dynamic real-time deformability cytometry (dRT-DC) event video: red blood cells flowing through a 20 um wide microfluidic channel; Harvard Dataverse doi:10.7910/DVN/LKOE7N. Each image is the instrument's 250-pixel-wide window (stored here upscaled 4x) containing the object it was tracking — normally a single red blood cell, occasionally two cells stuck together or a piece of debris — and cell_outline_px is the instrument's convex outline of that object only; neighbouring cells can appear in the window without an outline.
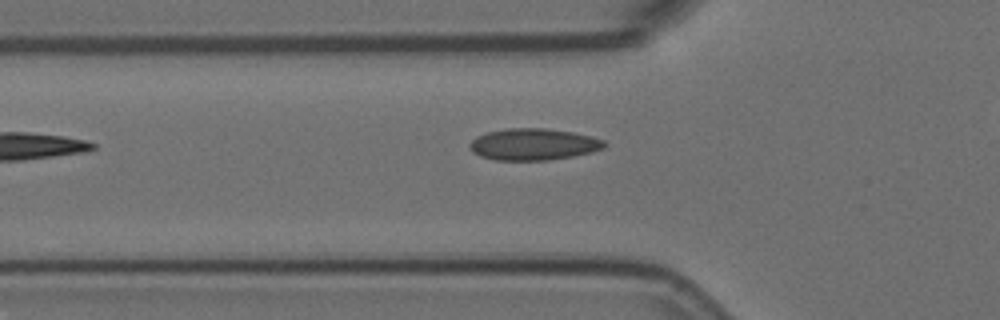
{"species": "Egyptian fruit bat (a non-hibernating species)", "species_latin": "Rousettus aegyptiacus", "temperature_condition": "room temperature", "stored_images_in_passage": 6, "camera_frame_rate_fps": 3000, "um_per_image_px": 0.085, "animal": {"sex": "female"}, "frame": {"image": 1, "passage_image": 5, "time_ms": 1.333, "image_size_px": [1000, 320], "cell_outline_px": [[608, 144], [604, 148], [592, 152], [572, 156], [548, 160], [496, 160], [480, 156], [472, 152], [468, 148], [468, 144], [476, 136], [488, 132], [508, 128], [544, 128], [572, 132], [592, 136], [604, 140]], "centroid_in_image_um": [45.34, 12.27], "position_along_channel_um": 80.5, "area_um2": 24.97}}
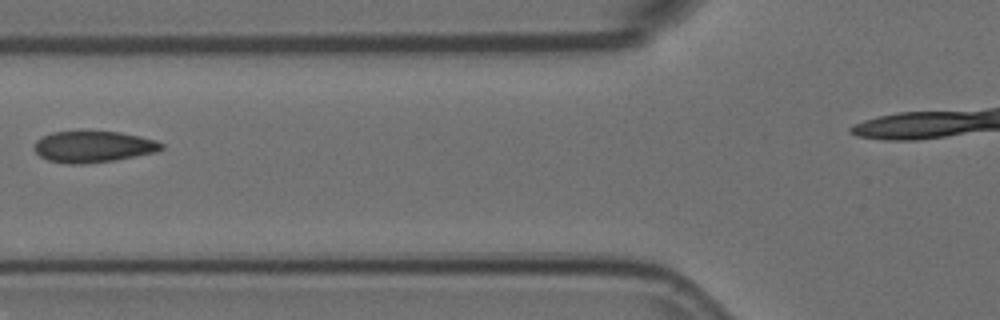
{"frame": {"image": 2, "passage_image": 6, "time_ms": 1.667, "image_size_px": [1000, 320], "cell_outline_px": [[164, 148], [156, 152], [116, 160], [80, 164], [64, 164], [48, 160], [40, 156], [36, 152], [36, 140], [52, 132], [120, 132], [140, 136], [156, 140], [164, 144]], "centroid_in_image_um": [7.97, 12.48], "position_along_channel_um": 117.8, "area_um2": 23.06}}